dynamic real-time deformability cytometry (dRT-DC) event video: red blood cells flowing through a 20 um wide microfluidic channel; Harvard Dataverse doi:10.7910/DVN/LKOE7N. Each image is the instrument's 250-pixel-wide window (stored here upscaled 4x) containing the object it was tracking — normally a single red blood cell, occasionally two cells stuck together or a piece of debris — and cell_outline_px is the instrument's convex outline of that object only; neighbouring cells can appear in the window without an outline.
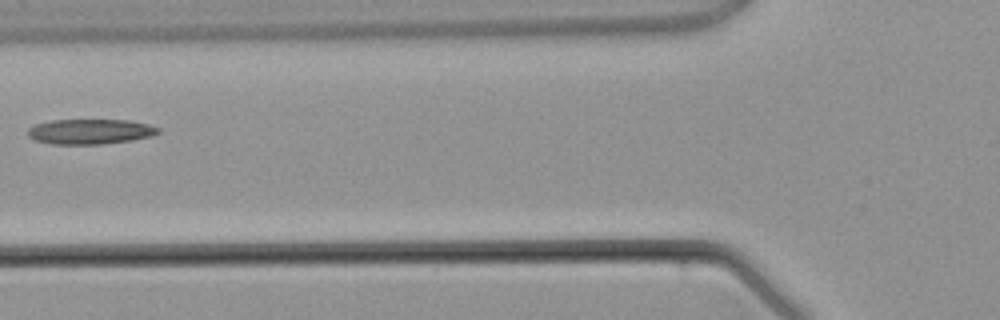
{"species": "common noctule bat (a hibernating species)", "species_latin": "Nyctalus noctula", "temperature_condition": "warm", "stored_images_in_passage": 4, "camera_frame_rate_fps": 3000, "um_per_image_px": 0.085, "animal": {"sex": "male", "body_mass_g": 21.5, "forearm_length_mm": 52.0}, "frame": {"image": 1, "passage_image": 4, "time_ms": 4.0, "image_size_px": [1000, 320], "cell_outline_px": [[160, 132], [152, 136], [132, 140], [100, 144], [52, 144], [36, 140], [28, 136], [28, 128], [36, 124], [52, 120], [128, 120], [148, 124], [160, 128]], "centroid_in_image_um": [7.68, 11.18], "position_along_channel_um": 118.1, "area_um2": 19.02}}